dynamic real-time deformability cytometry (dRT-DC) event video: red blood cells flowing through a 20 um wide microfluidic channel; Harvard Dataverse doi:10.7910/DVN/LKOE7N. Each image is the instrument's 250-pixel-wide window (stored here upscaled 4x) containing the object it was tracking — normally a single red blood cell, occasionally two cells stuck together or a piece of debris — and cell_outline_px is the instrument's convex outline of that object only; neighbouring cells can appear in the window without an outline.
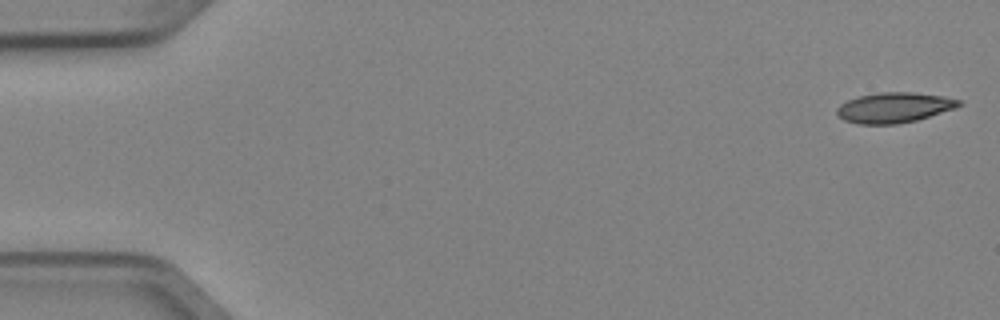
{"species": "Egyptian fruit bat (a non-hibernating species)", "species_latin": "Rousettus aegyptiacus", "temperature_condition": "cold", "stored_images_in_passage": 5, "camera_frame_rate_fps": 3000, "um_per_image_px": 0.085, "animal": {"sex": "female"}, "frame": {"image": 1, "passage_image": 1, "time_ms": 0.0, "image_size_px": [1000, 320], "cell_outline_px": [[964, 104], [956, 108], [916, 120], [896, 124], [856, 124], [844, 120], [836, 116], [836, 108], [840, 104], [848, 100], [860, 96], [880, 92], [912, 92], [944, 96], [960, 100]], "centroid_in_image_um": [75.99, 9.15], "position_along_channel_um": 9.0, "area_um2": 21.62}}
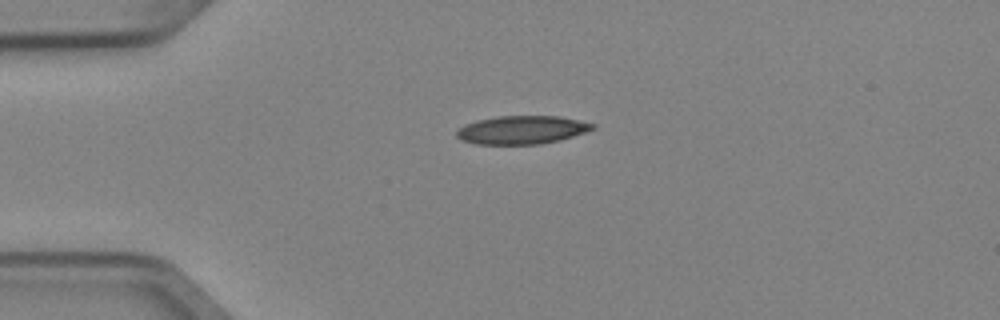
{"frame": {"image": 2, "passage_image": 4, "time_ms": 1.0, "image_size_px": [1000, 320], "cell_outline_px": [[596, 128], [560, 140], [540, 144], [476, 144], [460, 140], [456, 136], [456, 132], [464, 124], [476, 120], [496, 116], [560, 116], [596, 124]], "centroid_in_image_um": [44.34, 11.04], "position_along_channel_um": 40.7, "area_um2": 22.48}}